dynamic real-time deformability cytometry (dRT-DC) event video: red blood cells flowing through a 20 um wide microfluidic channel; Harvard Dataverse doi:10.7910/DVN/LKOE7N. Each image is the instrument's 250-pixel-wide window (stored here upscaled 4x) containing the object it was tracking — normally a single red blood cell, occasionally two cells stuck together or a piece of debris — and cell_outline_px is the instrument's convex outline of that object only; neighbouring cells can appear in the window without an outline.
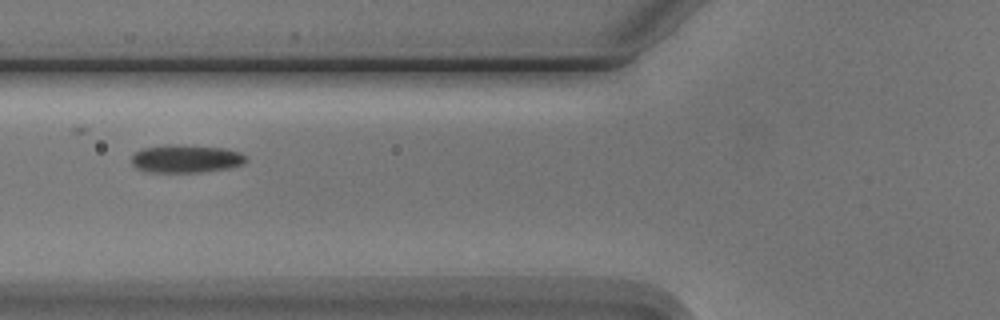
{"species": "Egyptian fruit bat (a non-hibernating species)", "species_latin": "Rousettus aegyptiacus", "temperature_condition": "cold", "stored_images_in_passage": 12, "camera_frame_rate_fps": 3000, "um_per_image_px": 0.085, "animal": {"sex": "male"}, "frame": {"image": 1, "passage_image": 3, "time_ms": 2.333, "image_size_px": [1000, 320], "cell_outline_px": [[248, 160], [244, 164], [228, 168], [200, 172], [148, 172], [136, 168], [132, 164], [132, 156], [136, 152], [144, 148], [164, 144], [172, 144], [224, 148], [240, 152]], "centroid_in_image_um": [15.8, 13.49], "position_along_channel_um": 110.0, "area_um2": 18.67}}
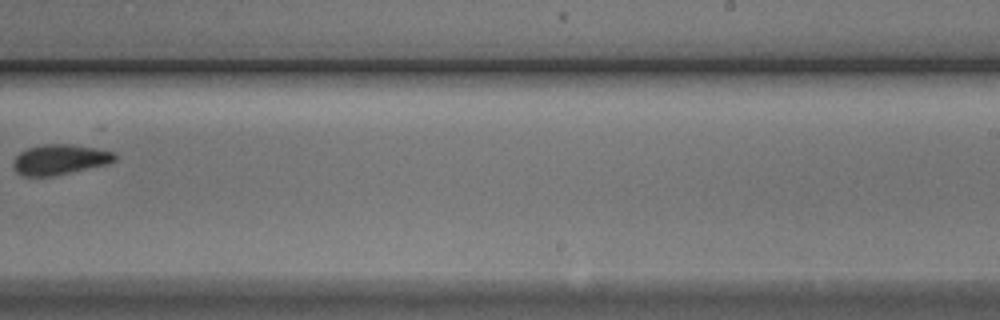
{"frame": {"image": 2, "passage_image": 7, "time_ms": 7.0, "image_size_px": [1000, 320], "cell_outline_px": [[116, 160], [104, 164], [52, 176], [20, 176], [16, 172], [12, 164], [16, 156], [20, 152], [28, 148], [44, 144], [72, 144], [96, 148], [112, 152], [116, 156]], "centroid_in_image_um": [5.02, 13.55], "position_along_channel_um": 284.0, "area_um2": 17.63}}
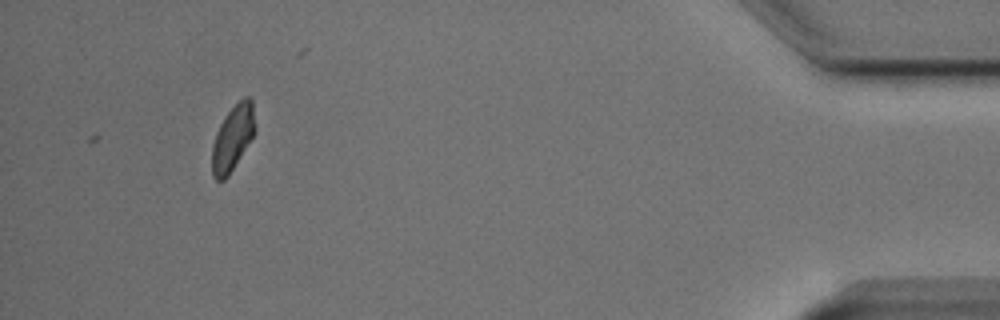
{"frame": {"image": 3, "passage_image": 11, "time_ms": 12.333, "image_size_px": [1000, 320], "cell_outline_px": [[256, 128], [252, 136], [228, 176], [224, 180], [216, 180], [212, 176], [212, 144], [216, 132], [220, 124], [228, 112], [244, 96], [248, 96], [252, 100], [256, 124]], "centroid_in_image_um": [19.77, 11.71], "position_along_channel_um": 415.4, "area_um2": 16.18}, "authors_computed_cell_mechanics": {"area_um2": 17.1377, "velocity_mm_per_s": 3.7254, "shape_relaxation_time_tau1_ms": null, "shape_relaxation_time_tau2_ms": 6.5244, "deformation_change_tau1": null, "deformation_change_tau2": 0.1108}}